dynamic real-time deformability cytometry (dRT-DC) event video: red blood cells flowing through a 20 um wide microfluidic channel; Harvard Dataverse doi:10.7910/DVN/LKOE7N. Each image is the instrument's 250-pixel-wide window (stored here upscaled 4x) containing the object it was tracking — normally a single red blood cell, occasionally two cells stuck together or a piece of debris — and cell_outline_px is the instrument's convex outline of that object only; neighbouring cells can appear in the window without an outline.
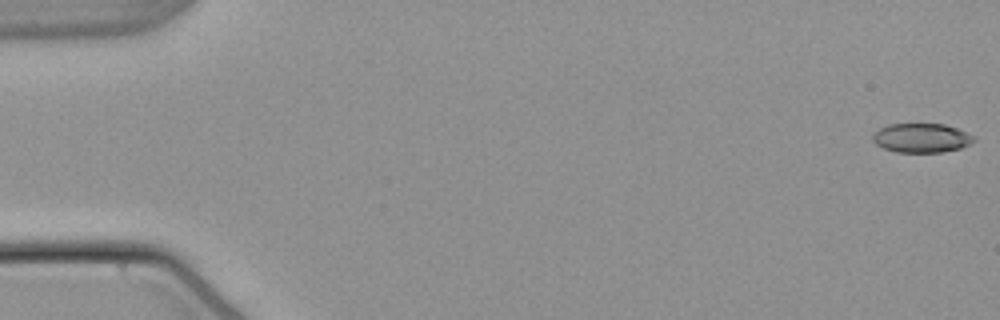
{"species": "common noctule bat (a hibernating species)", "species_latin": "Nyctalus noctula", "temperature_condition": "warm", "stored_images_in_passage": 17, "camera_frame_rate_fps": 3000, "um_per_image_px": 0.085, "animal": {"sex": "male", "body_mass_g": 21.5, "forearm_length_mm": 52.0}, "frame": {"image": 1, "passage_image": 1, "time_ms": 0.0, "image_size_px": [1000, 320], "cell_outline_px": [[976, 140], [960, 148], [944, 152], [896, 152], [884, 148], [876, 144], [872, 140], [872, 132], [888, 124], [944, 124], [956, 128], [976, 136]], "centroid_in_image_um": [78.31, 11.72], "position_along_channel_um": 6.7, "area_um2": 17.28}}
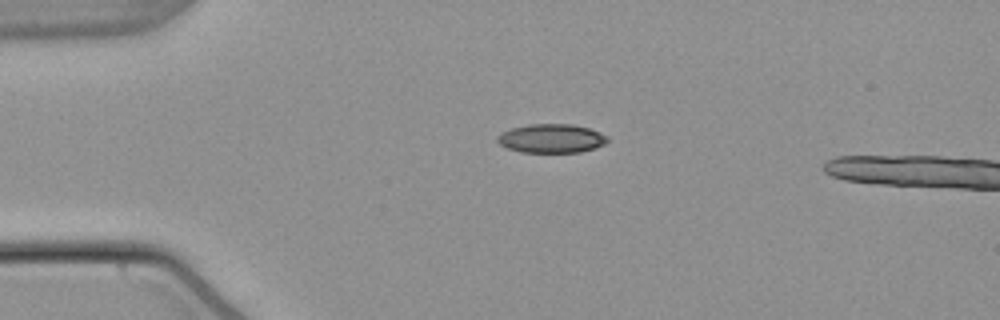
{"frame": {"image": 2, "passage_image": 13, "time_ms": 4.0, "image_size_px": [1000, 320], "cell_outline_px": [[608, 140], [604, 144], [596, 148], [580, 152], [520, 152], [508, 148], [500, 144], [496, 140], [496, 136], [512, 128], [528, 124], [572, 124], [588, 128], [608, 136]], "centroid_in_image_um": [46.87, 11.77], "position_along_channel_um": 38.1, "area_um2": 18.44}}